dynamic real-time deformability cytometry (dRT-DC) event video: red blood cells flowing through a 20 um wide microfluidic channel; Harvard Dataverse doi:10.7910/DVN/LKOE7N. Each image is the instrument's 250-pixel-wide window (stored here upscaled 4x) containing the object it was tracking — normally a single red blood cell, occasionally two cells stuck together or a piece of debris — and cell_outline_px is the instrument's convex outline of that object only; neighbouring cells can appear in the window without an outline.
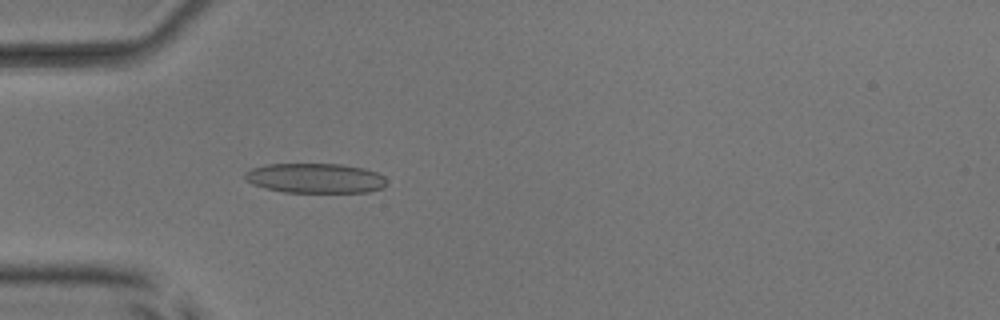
{"species": "common noctule bat (a hibernating species)", "species_latin": "Nyctalus noctula", "temperature_condition": "room temperature", "stored_images_in_passage": 45, "camera_frame_rate_fps": 3000, "um_per_image_px": 0.085, "animal": {"sex": "male", "body_mass_g": 17.9, "forearm_length_mm": 54.2}, "frame": {"image": 1, "passage_image": 14, "time_ms": 4.333, "image_size_px": [1000, 320], "cell_outline_px": [[384, 188], [368, 192], [284, 192], [264, 188], [252, 184], [244, 180], [244, 172], [252, 168], [264, 164], [340, 164], [364, 168], [376, 172], [384, 176]], "centroid_in_image_um": [26.75, 15.14], "position_along_channel_um": 58.3, "area_um2": 24.74}}
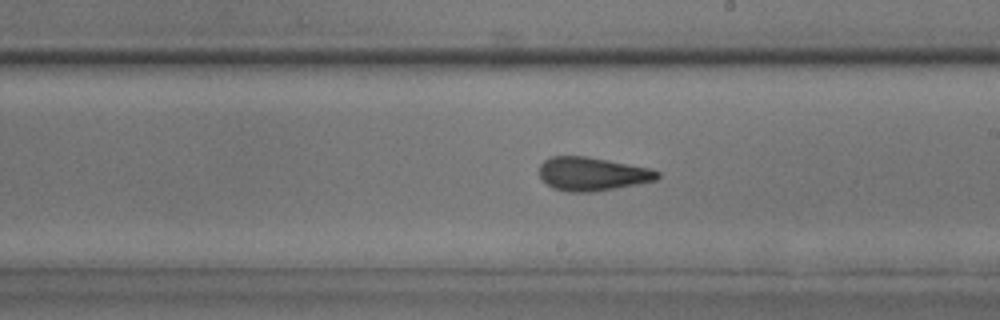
{"frame": {"image": 2, "passage_image": 28, "time_ms": 9.0, "image_size_px": [1000, 320], "cell_outline_px": [[660, 176], [656, 180], [636, 184], [588, 192], [568, 192], [552, 188], [540, 176], [540, 164], [544, 160], [552, 156], [584, 156], [608, 160], [652, 168], [660, 172]], "centroid_in_image_um": [50.35, 14.77], "position_along_channel_um": 238.7, "area_um2": 22.89}}
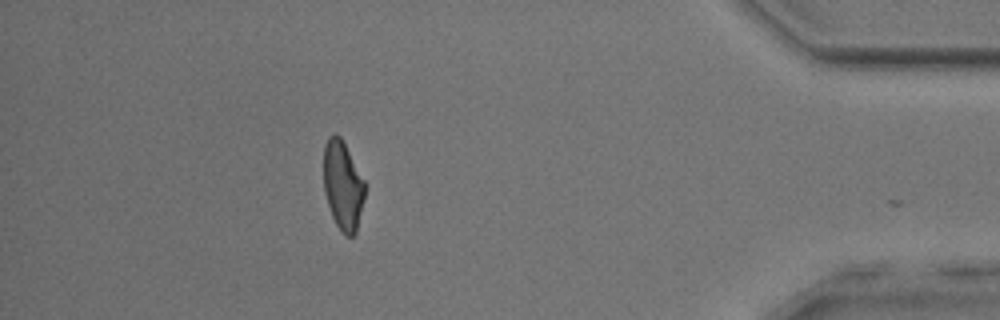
{"frame": {"image": 3, "passage_image": 44, "time_ms": 14.333, "image_size_px": [1000, 320], "cell_outline_px": [[364, 200], [356, 232], [352, 236], [344, 236], [336, 224], [332, 216], [324, 192], [324, 144], [328, 136], [336, 132], [340, 136], [364, 180]], "centroid_in_image_um": [29.13, 15.76], "position_along_channel_um": 406.1, "area_um2": 21.27}, "authors_computed_cell_mechanics": {"area_um2": 23.2934, "velocity_mm_per_s": 4.0085, "shape_relaxation_time_tau1_ms": 5.9986, "shape_relaxation_time_tau2_ms": 1.854, "deformation_change_tau1": 0.1725, "deformation_change_tau2": 0.1045}}